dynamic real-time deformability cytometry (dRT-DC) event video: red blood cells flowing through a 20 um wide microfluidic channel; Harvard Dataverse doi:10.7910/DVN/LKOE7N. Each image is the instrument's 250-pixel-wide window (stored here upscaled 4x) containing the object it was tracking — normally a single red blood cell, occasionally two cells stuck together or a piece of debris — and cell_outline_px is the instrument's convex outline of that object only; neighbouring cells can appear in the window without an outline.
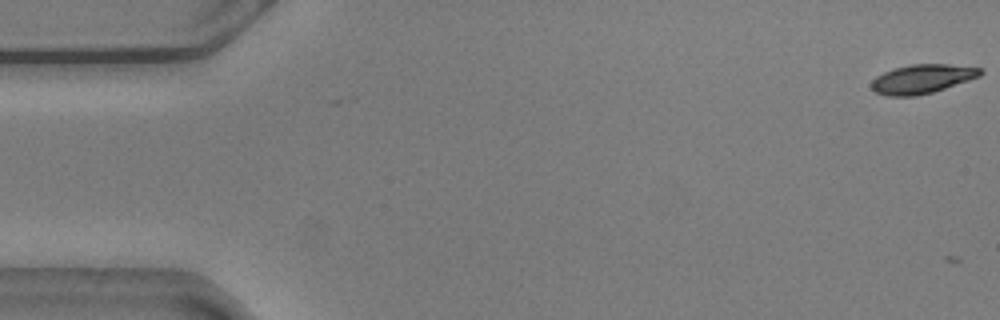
{"species": "common noctule bat (a hibernating species)", "species_latin": "Nyctalus noctula", "temperature_condition": "warm", "stored_images_in_passage": 3, "camera_frame_rate_fps": 3000, "um_per_image_px": 0.085, "animal": {"sex": "male", "body_mass_g": 20.5, "forearm_length_mm": 52.5}, "frame": {"image": 1, "passage_image": 3, "time_ms": 0.667, "image_size_px": [1000, 320], "cell_outline_px": [[984, 72], [980, 76], [932, 92], [916, 96], [888, 96], [876, 92], [872, 88], [872, 80], [876, 76], [892, 68], [912, 64], [948, 64], [984, 68]], "centroid_in_image_um": [78.39, 6.69], "position_along_channel_um": 6.6, "area_um2": 18.38}}